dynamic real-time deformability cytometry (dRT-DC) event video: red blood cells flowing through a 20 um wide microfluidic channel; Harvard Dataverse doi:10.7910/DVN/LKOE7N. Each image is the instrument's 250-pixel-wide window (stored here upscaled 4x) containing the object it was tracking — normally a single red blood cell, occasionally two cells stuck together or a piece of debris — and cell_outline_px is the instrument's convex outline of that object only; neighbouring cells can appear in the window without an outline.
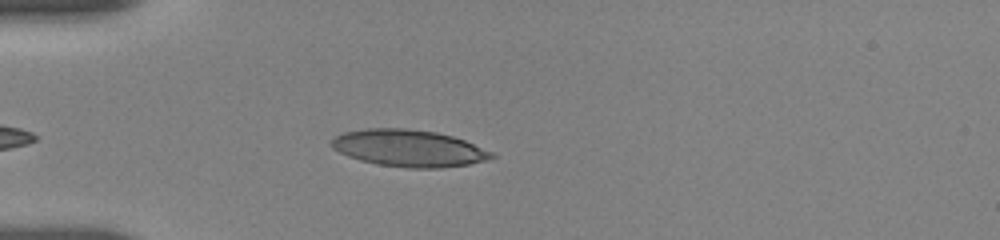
{"species": "human", "species_latin": "Homo sapiens", "temperature_condition": "room temperature", "stored_images_in_passage": 42, "camera_frame_rate_fps": 3000, "um_per_image_px": 0.085, "donor": {"sex": "female"}, "frame": {"image": 1, "passage_image": 6, "time_ms": 1.667, "image_size_px": [1000, 240], "cell_outline_px": [[496, 156], [484, 160], [468, 164], [440, 168], [408, 168], [376, 164], [360, 160], [348, 156], [332, 148], [332, 140], [336, 136], [344, 132], [368, 128], [404, 128], [436, 132], [452, 136], [464, 140], [496, 152]], "centroid_in_image_um": [34.77, 12.6], "position_along_channel_um": 50.2, "area_um2": 34.39}}
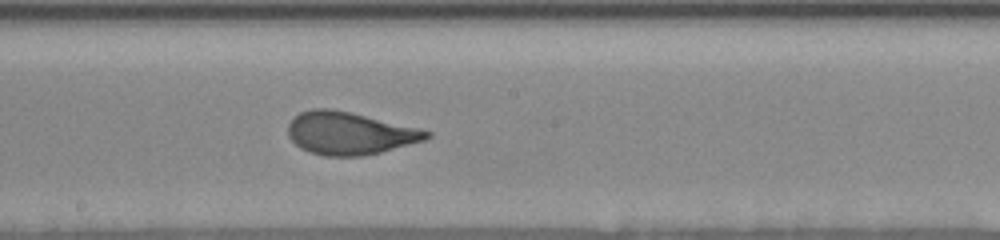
{"frame": {"image": 2, "passage_image": 21, "time_ms": 6.667, "image_size_px": [1000, 240], "cell_outline_px": [[432, 136], [424, 140], [380, 152], [364, 156], [324, 156], [300, 148], [288, 136], [288, 124], [300, 112], [312, 108], [332, 108], [352, 112], [420, 128], [432, 132]], "centroid_in_image_um": [29.72, 11.31], "position_along_channel_um": 218.5, "area_um2": 34.45}}
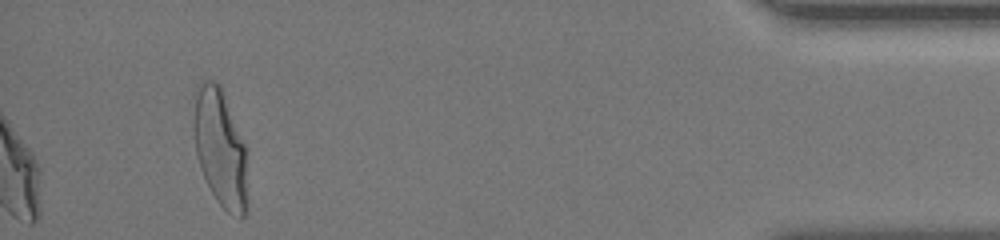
{"frame": {"image": 3, "passage_image": 42, "time_ms": 13.667, "image_size_px": [1000, 240], "cell_outline_px": [[244, 216], [240, 216], [228, 212], [216, 200], [200, 168], [196, 152], [192, 128], [192, 120], [196, 92], [200, 80], [216, 80], [220, 88], [244, 144]], "centroid_in_image_um": [18.62, 12.5], "position_along_channel_um": 416.6, "area_um2": 35.26}, "authors_computed_cell_mechanics": {"area_um2": 34.0731, "velocity_mm_per_s": 3.6708, "shape_relaxation_time_tau1_ms": 4.0916, "shape_relaxation_time_tau2_ms": null, "deformation_change_tau1": 0.1906, "deformation_change_tau2": null}}